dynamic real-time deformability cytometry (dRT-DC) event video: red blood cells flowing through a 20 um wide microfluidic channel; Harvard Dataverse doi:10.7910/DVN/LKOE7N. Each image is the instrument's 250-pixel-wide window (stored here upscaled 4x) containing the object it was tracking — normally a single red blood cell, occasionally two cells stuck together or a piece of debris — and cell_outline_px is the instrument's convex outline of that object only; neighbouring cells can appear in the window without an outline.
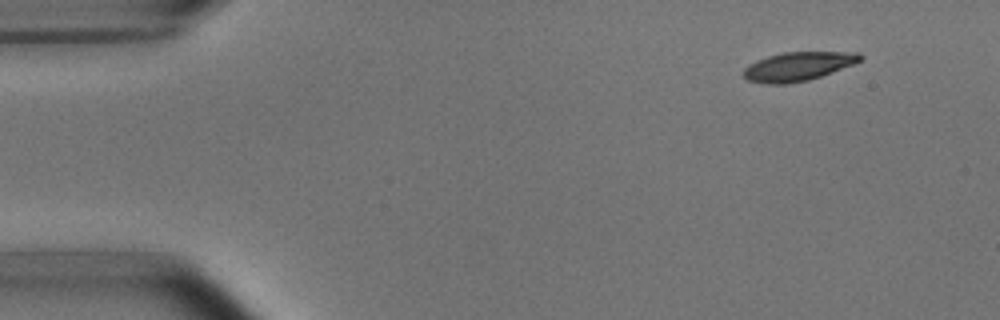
{"species": "common noctule bat (a hibernating species)", "species_latin": "Nyctalus noctula", "temperature_condition": "room temperature", "stored_images_in_passage": 4, "camera_frame_rate_fps": 3000, "um_per_image_px": 0.085, "animal": {"sex": "male", "body_mass_g": 15.6}, "frame": {"image": 1, "passage_image": 1, "time_ms": 0.0, "image_size_px": [1000, 320], "cell_outline_px": [[864, 56], [860, 60], [852, 64], [832, 72], [808, 80], [784, 84], [764, 84], [748, 80], [744, 76], [744, 68], [748, 64], [756, 60], [768, 56], [784, 52], [860, 52]], "centroid_in_image_um": [67.81, 5.64], "position_along_channel_um": 17.2, "area_um2": 19.48}}